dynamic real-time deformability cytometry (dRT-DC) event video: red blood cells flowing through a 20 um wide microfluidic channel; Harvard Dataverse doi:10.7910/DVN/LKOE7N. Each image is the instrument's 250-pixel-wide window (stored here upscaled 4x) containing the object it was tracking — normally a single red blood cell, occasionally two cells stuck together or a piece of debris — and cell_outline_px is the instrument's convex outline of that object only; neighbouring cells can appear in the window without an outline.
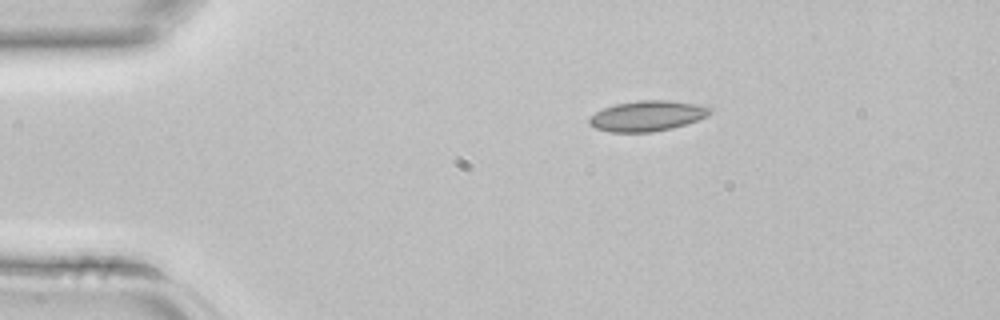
{"species": "common noctule bat (a hibernating species)", "species_latin": "Nyctalus noctula", "temperature_condition": "room temperature", "stored_images_in_passage": 2, "camera_frame_rate_fps": 3000, "um_per_image_px": 0.085, "animal": {"sex": "female", "body_mass_g": 22.7, "forearm_length_mm": 54.2}, "frame": {"image": 1, "passage_image": 1, "time_ms": 0.0, "image_size_px": [1000, 320], "cell_outline_px": [[712, 112], [708, 116], [672, 128], [652, 132], [608, 132], [596, 128], [588, 124], [588, 116], [604, 108], [616, 104], [640, 100], [672, 100], [700, 104], [712, 108]], "centroid_in_image_um": [55.01, 9.84], "position_along_channel_um": 30.0, "area_um2": 21.56}}